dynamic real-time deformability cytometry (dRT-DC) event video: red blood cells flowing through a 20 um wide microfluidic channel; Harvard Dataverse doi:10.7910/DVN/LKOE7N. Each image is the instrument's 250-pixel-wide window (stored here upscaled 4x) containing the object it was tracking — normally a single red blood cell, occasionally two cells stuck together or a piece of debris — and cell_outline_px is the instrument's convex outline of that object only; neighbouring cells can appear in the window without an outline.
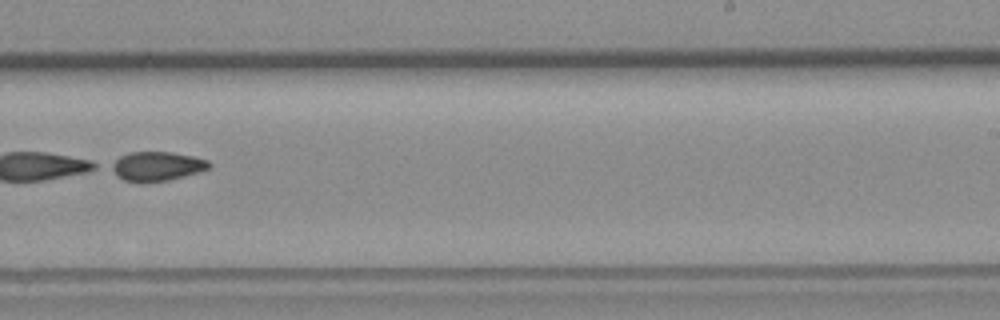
{"species": "common noctule bat (a hibernating species)", "species_latin": "Nyctalus noctula", "temperature_condition": "room temperature", "stored_images_in_passage": 37, "camera_frame_rate_fps": 3000, "um_per_image_px": 0.085, "animal": {"sex": "female", "body_mass_g": 19.3, "forearm_length_mm": 54.1}, "frame": {"image": 1, "passage_image": 24, "time_ms": 7.667, "image_size_px": [1000, 320], "cell_outline_px": [[212, 164], [208, 168], [196, 172], [168, 180], [124, 180], [116, 176], [108, 168], [108, 164], [120, 156], [128, 152], [172, 152], [192, 156], [208, 160]], "centroid_in_image_um": [13.26, 14.09], "position_along_channel_um": 275.7, "area_um2": 16.3}}